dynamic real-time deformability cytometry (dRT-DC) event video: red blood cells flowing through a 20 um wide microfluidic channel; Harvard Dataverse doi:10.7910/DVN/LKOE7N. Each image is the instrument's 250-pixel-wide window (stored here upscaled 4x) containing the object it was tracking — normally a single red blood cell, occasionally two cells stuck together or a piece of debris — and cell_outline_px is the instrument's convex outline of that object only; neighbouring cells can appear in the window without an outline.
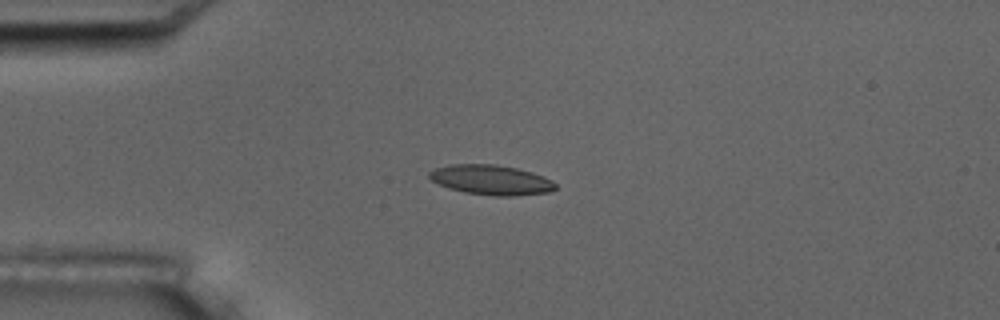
{"species": "common noctule bat (a hibernating species)", "species_latin": "Nyctalus noctula", "temperature_condition": "room temperature", "stored_images_in_passage": 4, "camera_frame_rate_fps": 3000, "um_per_image_px": 0.085, "animal": {"sex": "male", "body_mass_g": 17.5, "forearm_length_mm": 52.3}, "frame": {"image": 1, "passage_image": 4, "time_ms": 3.667, "image_size_px": [1000, 320], "cell_outline_px": [[556, 188], [548, 192], [512, 196], [496, 196], [464, 192], [440, 184], [432, 180], [428, 176], [428, 172], [436, 168], [448, 164], [496, 164], [516, 168], [532, 172], [544, 176], [552, 180], [556, 184]], "centroid_in_image_um": [41.76, 15.28], "position_along_channel_um": 43.2, "area_um2": 21.85}}